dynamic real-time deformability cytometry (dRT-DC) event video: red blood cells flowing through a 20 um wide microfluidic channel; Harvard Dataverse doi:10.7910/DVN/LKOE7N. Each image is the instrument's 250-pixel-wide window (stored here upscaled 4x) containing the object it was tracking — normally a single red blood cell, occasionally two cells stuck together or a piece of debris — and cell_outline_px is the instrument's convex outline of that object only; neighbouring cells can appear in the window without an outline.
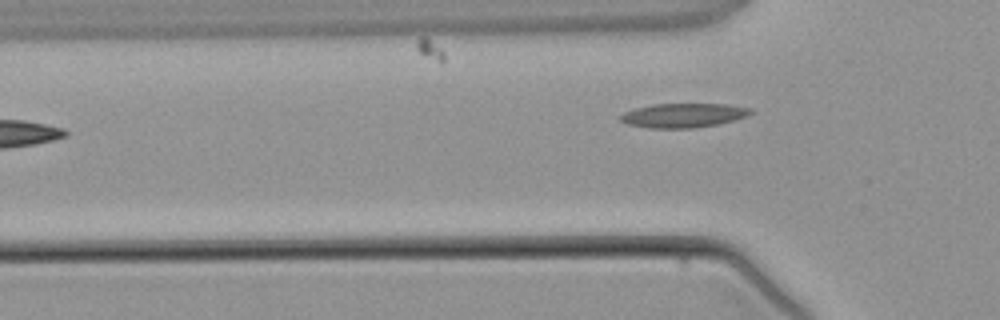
{"species": "common noctule bat (a hibernating species)", "species_latin": "Nyctalus noctula", "temperature_condition": "warm", "stored_images_in_passage": 5, "camera_frame_rate_fps": 3000, "um_per_image_px": 0.085, "animal": {"sex": "male", "body_mass_g": 21.5, "forearm_length_mm": 52.0}, "frame": {"image": 1, "passage_image": 4, "time_ms": 4.667, "image_size_px": [1000, 320], "cell_outline_px": [[752, 112], [748, 116], [736, 120], [696, 128], [648, 128], [628, 124], [620, 120], [620, 116], [624, 112], [636, 108], [652, 104], [728, 104], [752, 108]], "centroid_in_image_um": [58.11, 9.8], "position_along_channel_um": 67.7, "area_um2": 18.44}}
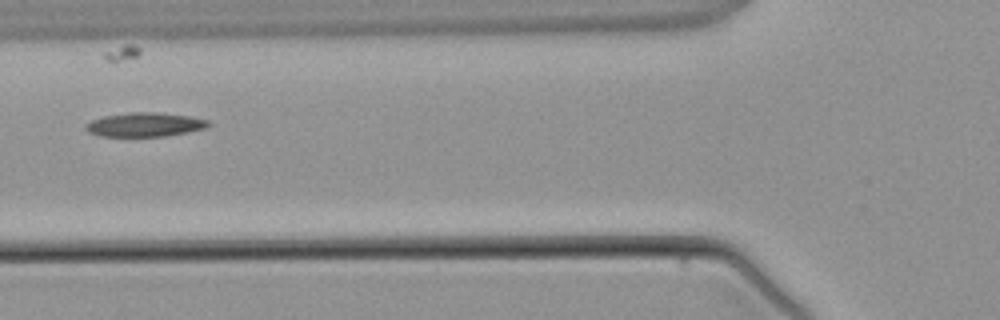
{"frame": {"image": 2, "passage_image": 5, "time_ms": 5.667, "image_size_px": [1000, 320], "cell_outline_px": [[212, 124], [208, 128], [168, 136], [100, 136], [88, 132], [84, 128], [84, 124], [92, 120], [104, 116], [132, 112], [156, 112], [188, 116], [208, 120]], "centroid_in_image_um": [12.32, 10.6], "position_along_channel_um": 113.5, "area_um2": 17.28}}